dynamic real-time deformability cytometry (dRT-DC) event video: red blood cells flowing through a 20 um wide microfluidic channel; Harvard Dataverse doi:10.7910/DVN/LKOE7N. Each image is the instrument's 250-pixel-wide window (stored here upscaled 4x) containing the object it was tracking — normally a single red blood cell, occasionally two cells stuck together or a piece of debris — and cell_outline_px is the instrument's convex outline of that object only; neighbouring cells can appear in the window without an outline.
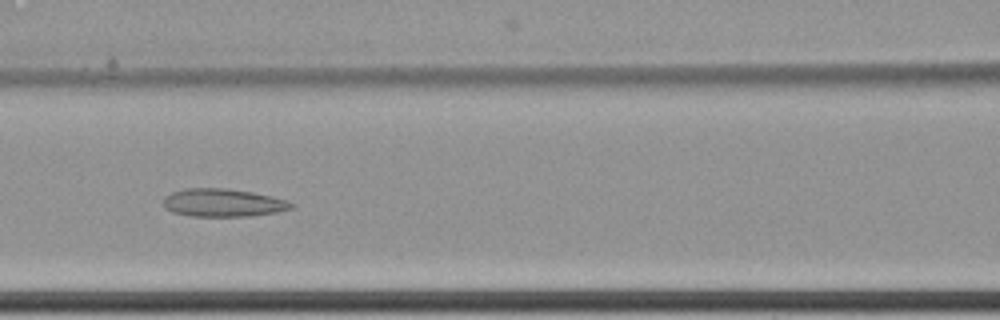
{"species": "common noctule bat (a hibernating species)", "species_latin": "Nyctalus noctula", "temperature_condition": "cold", "stored_images_in_passage": 9, "camera_frame_rate_fps": 3000, "um_per_image_px": 0.085, "animal": {"sex": "female", "body_mass_g": 22.7, "forearm_length_mm": 54.2}, "frame": {"image": 1, "passage_image": 9, "time_ms": 2.667, "image_size_px": [1000, 320], "cell_outline_px": [[296, 204], [292, 208], [276, 212], [252, 216], [188, 216], [172, 212], [164, 208], [164, 196], [172, 192], [184, 188], [224, 188], [252, 192], [272, 196]], "centroid_in_image_um": [18.92, 17.23], "position_along_channel_um": 147.7, "area_um2": 20.92}}